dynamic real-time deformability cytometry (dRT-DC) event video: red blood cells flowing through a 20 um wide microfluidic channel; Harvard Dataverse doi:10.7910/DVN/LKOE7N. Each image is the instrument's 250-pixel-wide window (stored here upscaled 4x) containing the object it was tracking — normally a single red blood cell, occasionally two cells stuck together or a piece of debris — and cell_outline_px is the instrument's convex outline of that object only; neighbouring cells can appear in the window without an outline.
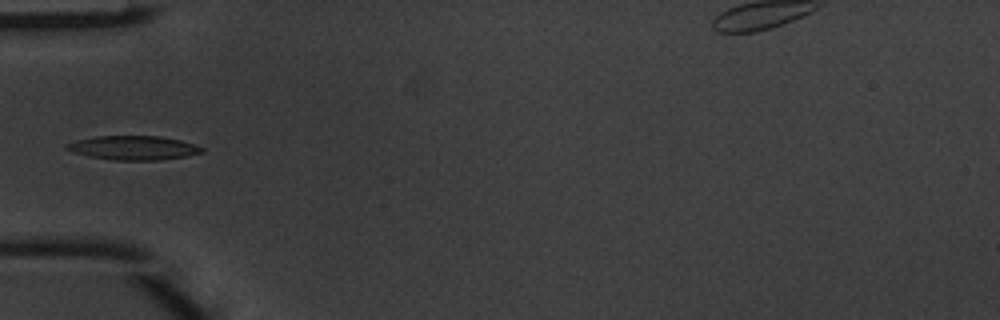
{"species": "common noctule bat (a hibernating species)", "species_latin": "Nyctalus noctula", "temperature_condition": "warm", "stored_images_in_passage": 2, "camera_frame_rate_fps": 3000, "um_per_image_px": 0.085, "animal": {"sex": "male", "body_mass_g": 20.1, "forearm_length_mm": 53.5}, "frame": {"image": 1, "passage_image": 1, "time_ms": 0.0, "image_size_px": [1000, 320], "cell_outline_px": [[204, 152], [184, 156], [160, 160], [116, 160], [88, 156], [72, 152], [64, 148], [68, 144], [80, 140], [96, 136], [160, 136], [180, 140], [204, 148]], "centroid_in_image_um": [11.35, 12.57], "position_along_channel_um": 73.6, "area_um2": 18.67}}